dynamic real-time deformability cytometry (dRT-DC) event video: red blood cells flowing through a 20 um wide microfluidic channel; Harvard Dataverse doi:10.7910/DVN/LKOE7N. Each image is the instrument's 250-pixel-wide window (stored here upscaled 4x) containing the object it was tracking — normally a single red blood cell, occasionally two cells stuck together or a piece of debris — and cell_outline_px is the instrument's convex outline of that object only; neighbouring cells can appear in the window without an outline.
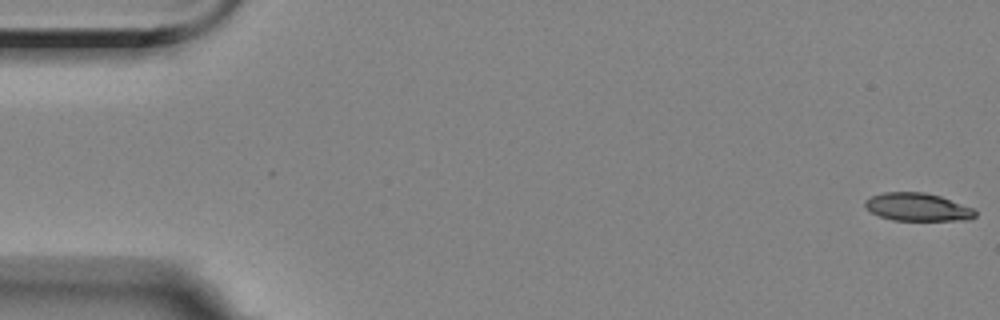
{"species": "Egyptian fruit bat (a non-hibernating species)", "species_latin": "Rousettus aegyptiacus", "temperature_condition": "room temperature", "stored_images_in_passage": 57, "camera_frame_rate_fps": 3000, "um_per_image_px": 0.085, "animal": {"sex": "female"}, "frame": {"image": 1, "passage_image": 1, "time_ms": 0.0, "image_size_px": [1000, 320], "cell_outline_px": [[976, 216], [968, 220], [892, 220], [880, 216], [872, 212], [864, 204], [864, 200], [872, 196], [884, 192], [924, 192], [940, 196], [972, 208], [976, 212]], "centroid_in_image_um": [77.99, 17.6], "position_along_channel_um": 7.0, "area_um2": 17.74}}
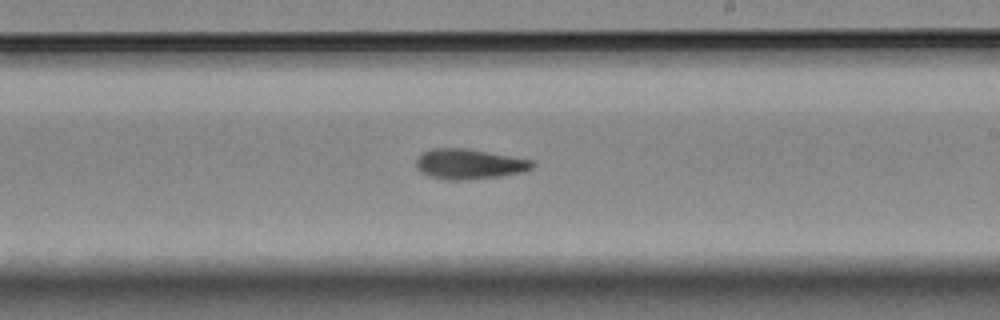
{"frame": {"image": 2, "passage_image": 33, "time_ms": 10.667, "image_size_px": [1000, 320], "cell_outline_px": [[536, 164], [532, 168], [524, 172], [500, 176], [468, 180], [448, 180], [428, 176], [420, 172], [416, 168], [416, 160], [424, 152], [432, 148], [468, 148], [532, 160]], "centroid_in_image_um": [39.88, 13.95], "position_along_channel_um": 249.1, "area_um2": 20.58}}
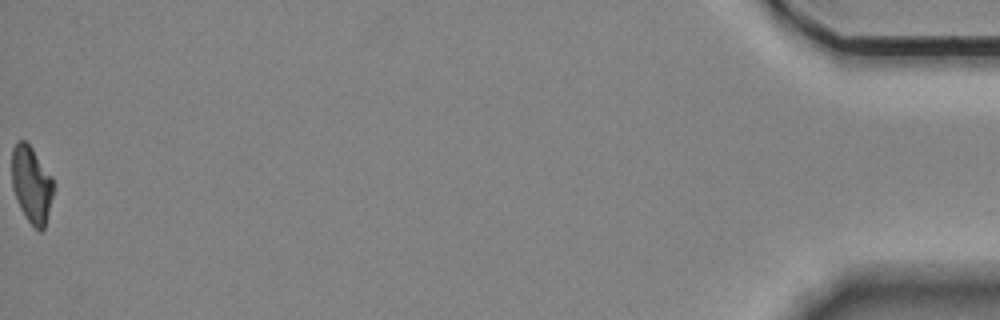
{"frame": {"image": 3, "passage_image": 57, "time_ms": 18.667, "image_size_px": [1000, 320], "cell_outline_px": [[56, 188], [44, 228], [40, 232], [28, 220], [20, 208], [16, 200], [12, 188], [12, 148], [16, 140], [24, 140], [32, 148], [52, 176]], "centroid_in_image_um": [2.7, 15.67], "position_along_channel_um": 432.5, "area_um2": 18.9}, "authors_computed_cell_mechanics": {"area_um2": 19.7676, "velocity_mm_per_s": 3.5352, "shape_relaxation_time_tau1_ms": null, "shape_relaxation_time_tau2_ms": 11.195, "deformation_change_tau1": null, "deformation_change_tau2": 0.2187}}